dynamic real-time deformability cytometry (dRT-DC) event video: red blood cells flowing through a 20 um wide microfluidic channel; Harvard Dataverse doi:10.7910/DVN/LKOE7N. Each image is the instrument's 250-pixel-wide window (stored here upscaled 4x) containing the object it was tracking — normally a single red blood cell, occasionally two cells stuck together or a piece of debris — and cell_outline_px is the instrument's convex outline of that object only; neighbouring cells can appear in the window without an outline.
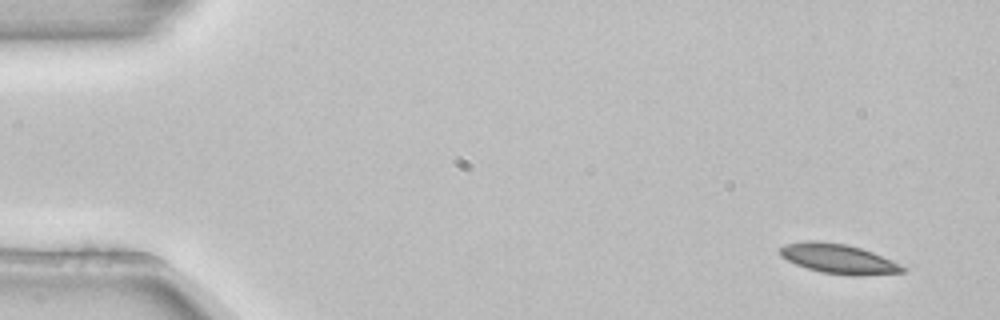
{"species": "common noctule bat (a hibernating species)", "species_latin": "Nyctalus noctula", "temperature_condition": "room temperature", "stored_images_in_passage": 4, "camera_frame_rate_fps": 3000, "um_per_image_px": 0.085, "animal": {"sex": "female", "body_mass_g": 22.7, "forearm_length_mm": 54.2}, "frame": {"image": 1, "passage_image": 1, "time_ms": 0.0, "image_size_px": [1000, 320], "cell_outline_px": [[904, 272], [860, 276], [852, 276], [820, 272], [796, 264], [780, 256], [780, 248], [784, 244], [808, 240], [816, 240], [844, 244], [860, 248], [872, 252], [900, 264], [904, 268]], "centroid_in_image_um": [71.24, 22.0], "position_along_channel_um": 13.8, "area_um2": 21.04}}
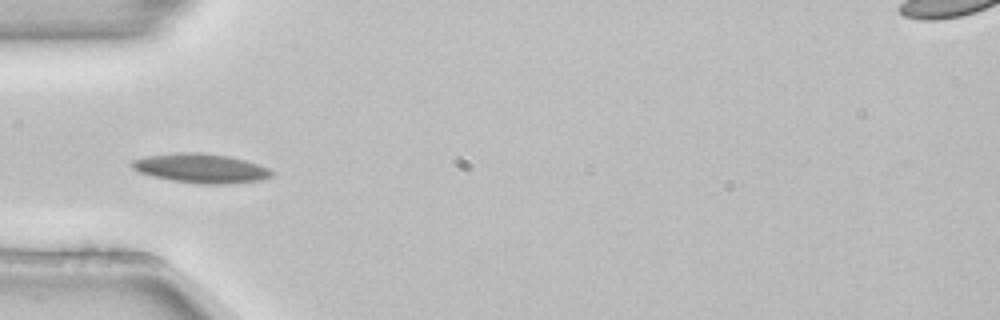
{"frame": {"image": 2, "passage_image": 4, "time_ms": 1.0, "image_size_px": [1000, 320], "cell_outline_px": [[272, 176], [260, 180], [228, 184], [200, 184], [172, 180], [152, 176], [140, 172], [132, 168], [128, 164], [132, 160], [148, 156], [176, 152], [200, 152], [228, 156], [244, 160], [268, 168], [272, 172]], "centroid_in_image_um": [17.04, 14.3], "position_along_channel_um": 68.0, "area_um2": 23.76}}